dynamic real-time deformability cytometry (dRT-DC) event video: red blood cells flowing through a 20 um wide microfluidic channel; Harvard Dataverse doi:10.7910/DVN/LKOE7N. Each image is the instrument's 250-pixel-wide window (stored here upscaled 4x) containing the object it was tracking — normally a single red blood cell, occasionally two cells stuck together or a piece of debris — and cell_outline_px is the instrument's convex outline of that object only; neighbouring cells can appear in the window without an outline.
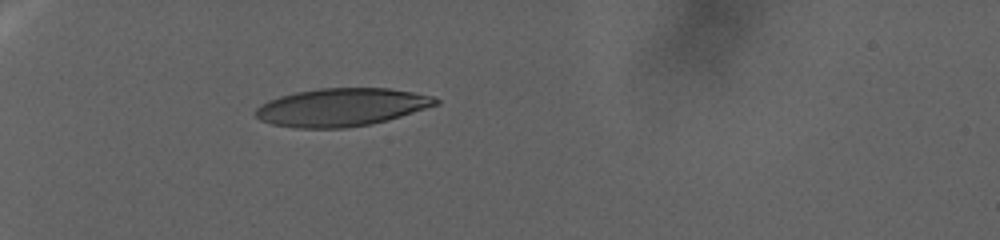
{"species": "human", "species_latin": "Homo sapiens", "temperature_condition": "warm", "stored_images_in_passage": 81, "camera_frame_rate_fps": 3000, "um_per_image_px": 0.085, "donor": {"sex": "female"}, "frame": {"image": 1, "passage_image": 1, "time_ms": 0.0, "image_size_px": [1000, 240], "cell_outline_px": [[440, 104], [388, 120], [372, 124], [344, 128], [296, 128], [272, 124], [260, 120], [256, 116], [256, 108], [260, 104], [268, 100], [280, 96], [296, 92], [320, 88], [388, 88], [412, 92], [432, 96], [440, 100]], "centroid_in_image_um": [29.03, 9.12], "position_along_channel_um": 56.0, "area_um2": 39.88}}
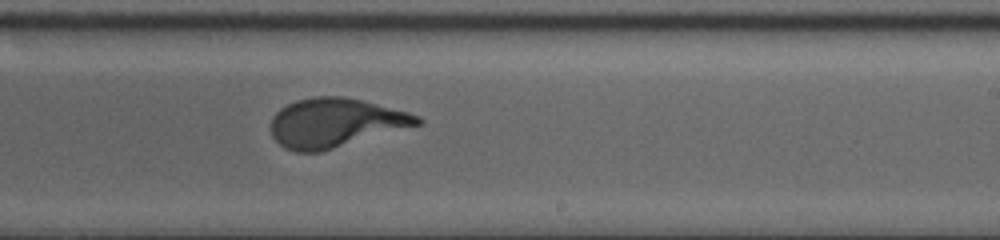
{"frame": {"image": 2, "passage_image": 42, "time_ms": 13.667, "image_size_px": [1000, 240], "cell_outline_px": [[424, 124], [320, 152], [296, 152], [284, 148], [272, 136], [272, 116], [280, 108], [296, 100], [316, 96], [344, 96], [408, 112], [420, 116], [424, 120]], "centroid_in_image_um": [28.53, 10.44], "position_along_channel_um": 260.5, "area_um2": 41.91}}
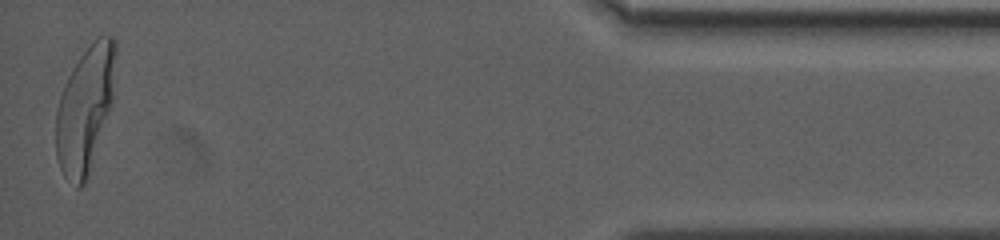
{"frame": {"image": 3, "passage_image": 80, "time_ms": 26.333, "image_size_px": [1000, 240], "cell_outline_px": [[116, 56], [112, 100], [88, 176], [84, 184], [80, 188], [76, 188], [64, 176], [60, 168], [56, 156], [56, 112], [60, 96], [64, 84], [72, 68], [80, 56], [100, 36], [112, 36], [116, 40]], "centroid_in_image_um": [7.22, 9.29], "position_along_channel_um": 428.0, "area_um2": 43.18}}